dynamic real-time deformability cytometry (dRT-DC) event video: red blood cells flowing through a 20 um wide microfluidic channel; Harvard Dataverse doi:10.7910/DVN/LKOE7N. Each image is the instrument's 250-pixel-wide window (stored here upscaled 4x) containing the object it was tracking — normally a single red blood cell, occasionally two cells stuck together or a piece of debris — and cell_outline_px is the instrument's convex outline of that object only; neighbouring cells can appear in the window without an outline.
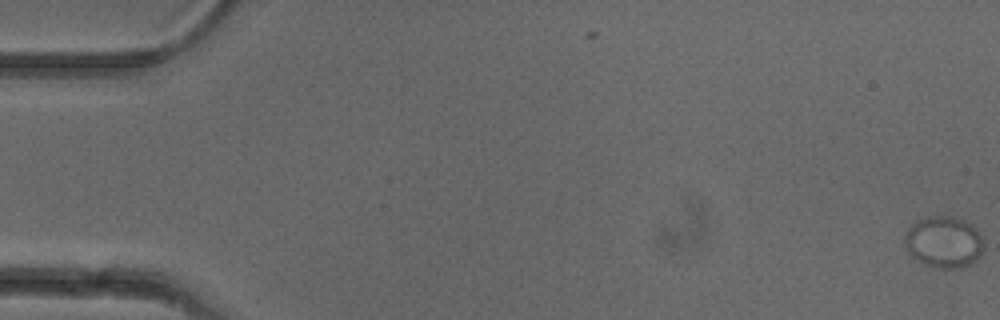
{"species": "common noctule bat (a hibernating species)", "species_latin": "Nyctalus noctula", "temperature_condition": "cold", "stored_images_in_passage": 2, "camera_frame_rate_fps": 3000, "um_per_image_px": 0.085, "animal": {"sex": "female"}, "frame": {"image": 1, "passage_image": 2, "time_ms": 0.333, "image_size_px": [1000, 320], "cell_outline_px": [[984, 244], [980, 256], [972, 264], [960, 268], [932, 268], [920, 264], [908, 252], [904, 244], [904, 236], [908, 228], [916, 220], [928, 216], [956, 216], [972, 224], [976, 228]], "centroid_in_image_um": [80.2, 20.58], "position_along_channel_um": 4.8, "area_um2": 24.28}}